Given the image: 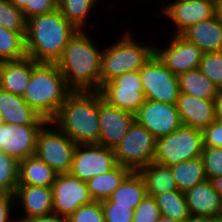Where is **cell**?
I'll return each mask as SVG.
<instances>
[{
  "label": "cell",
  "mask_w": 222,
  "mask_h": 222,
  "mask_svg": "<svg viewBox=\"0 0 222 222\" xmlns=\"http://www.w3.org/2000/svg\"><path fill=\"white\" fill-rule=\"evenodd\" d=\"M33 71V59L0 62V88L23 96Z\"/></svg>",
  "instance_id": "cell-23"
},
{
  "label": "cell",
  "mask_w": 222,
  "mask_h": 222,
  "mask_svg": "<svg viewBox=\"0 0 222 222\" xmlns=\"http://www.w3.org/2000/svg\"><path fill=\"white\" fill-rule=\"evenodd\" d=\"M71 92L56 63L33 60L32 75L22 98L38 115L52 121Z\"/></svg>",
  "instance_id": "cell-4"
},
{
  "label": "cell",
  "mask_w": 222,
  "mask_h": 222,
  "mask_svg": "<svg viewBox=\"0 0 222 222\" xmlns=\"http://www.w3.org/2000/svg\"><path fill=\"white\" fill-rule=\"evenodd\" d=\"M25 35L26 32H14L0 26V62L27 57Z\"/></svg>",
  "instance_id": "cell-32"
},
{
  "label": "cell",
  "mask_w": 222,
  "mask_h": 222,
  "mask_svg": "<svg viewBox=\"0 0 222 222\" xmlns=\"http://www.w3.org/2000/svg\"><path fill=\"white\" fill-rule=\"evenodd\" d=\"M176 106L182 125L202 130L215 120L213 100L200 99L180 92Z\"/></svg>",
  "instance_id": "cell-19"
},
{
  "label": "cell",
  "mask_w": 222,
  "mask_h": 222,
  "mask_svg": "<svg viewBox=\"0 0 222 222\" xmlns=\"http://www.w3.org/2000/svg\"><path fill=\"white\" fill-rule=\"evenodd\" d=\"M13 210H16L14 193L0 192V222H9Z\"/></svg>",
  "instance_id": "cell-42"
},
{
  "label": "cell",
  "mask_w": 222,
  "mask_h": 222,
  "mask_svg": "<svg viewBox=\"0 0 222 222\" xmlns=\"http://www.w3.org/2000/svg\"><path fill=\"white\" fill-rule=\"evenodd\" d=\"M201 131L204 147L222 148V121L215 119Z\"/></svg>",
  "instance_id": "cell-41"
},
{
  "label": "cell",
  "mask_w": 222,
  "mask_h": 222,
  "mask_svg": "<svg viewBox=\"0 0 222 222\" xmlns=\"http://www.w3.org/2000/svg\"><path fill=\"white\" fill-rule=\"evenodd\" d=\"M18 185V162L0 152V192L14 193Z\"/></svg>",
  "instance_id": "cell-34"
},
{
  "label": "cell",
  "mask_w": 222,
  "mask_h": 222,
  "mask_svg": "<svg viewBox=\"0 0 222 222\" xmlns=\"http://www.w3.org/2000/svg\"><path fill=\"white\" fill-rule=\"evenodd\" d=\"M99 92L108 104L134 115L145 101L139 71L116 76L103 84Z\"/></svg>",
  "instance_id": "cell-11"
},
{
  "label": "cell",
  "mask_w": 222,
  "mask_h": 222,
  "mask_svg": "<svg viewBox=\"0 0 222 222\" xmlns=\"http://www.w3.org/2000/svg\"><path fill=\"white\" fill-rule=\"evenodd\" d=\"M9 222H26V219H24L23 217H20V216L16 217V219H15L13 216V218H11V220Z\"/></svg>",
  "instance_id": "cell-50"
},
{
  "label": "cell",
  "mask_w": 222,
  "mask_h": 222,
  "mask_svg": "<svg viewBox=\"0 0 222 222\" xmlns=\"http://www.w3.org/2000/svg\"><path fill=\"white\" fill-rule=\"evenodd\" d=\"M105 222H132L134 210L129 207L116 206L109 199L101 201Z\"/></svg>",
  "instance_id": "cell-39"
},
{
  "label": "cell",
  "mask_w": 222,
  "mask_h": 222,
  "mask_svg": "<svg viewBox=\"0 0 222 222\" xmlns=\"http://www.w3.org/2000/svg\"><path fill=\"white\" fill-rule=\"evenodd\" d=\"M0 111L4 122L18 125H45L48 121L38 115L22 98L0 88Z\"/></svg>",
  "instance_id": "cell-22"
},
{
  "label": "cell",
  "mask_w": 222,
  "mask_h": 222,
  "mask_svg": "<svg viewBox=\"0 0 222 222\" xmlns=\"http://www.w3.org/2000/svg\"><path fill=\"white\" fill-rule=\"evenodd\" d=\"M117 165L114 149L99 144H77L69 173L87 182Z\"/></svg>",
  "instance_id": "cell-12"
},
{
  "label": "cell",
  "mask_w": 222,
  "mask_h": 222,
  "mask_svg": "<svg viewBox=\"0 0 222 222\" xmlns=\"http://www.w3.org/2000/svg\"><path fill=\"white\" fill-rule=\"evenodd\" d=\"M58 9V0H30V5H26L23 9V15L26 20L29 18L54 12Z\"/></svg>",
  "instance_id": "cell-40"
},
{
  "label": "cell",
  "mask_w": 222,
  "mask_h": 222,
  "mask_svg": "<svg viewBox=\"0 0 222 222\" xmlns=\"http://www.w3.org/2000/svg\"><path fill=\"white\" fill-rule=\"evenodd\" d=\"M184 222H214V218L190 215Z\"/></svg>",
  "instance_id": "cell-45"
},
{
  "label": "cell",
  "mask_w": 222,
  "mask_h": 222,
  "mask_svg": "<svg viewBox=\"0 0 222 222\" xmlns=\"http://www.w3.org/2000/svg\"><path fill=\"white\" fill-rule=\"evenodd\" d=\"M51 188L53 213L61 217L68 218L80 206L93 201L88 193L87 182L70 173L58 174Z\"/></svg>",
  "instance_id": "cell-14"
},
{
  "label": "cell",
  "mask_w": 222,
  "mask_h": 222,
  "mask_svg": "<svg viewBox=\"0 0 222 222\" xmlns=\"http://www.w3.org/2000/svg\"><path fill=\"white\" fill-rule=\"evenodd\" d=\"M180 92L205 100H213L217 91L216 86L199 68L189 70L178 76Z\"/></svg>",
  "instance_id": "cell-30"
},
{
  "label": "cell",
  "mask_w": 222,
  "mask_h": 222,
  "mask_svg": "<svg viewBox=\"0 0 222 222\" xmlns=\"http://www.w3.org/2000/svg\"><path fill=\"white\" fill-rule=\"evenodd\" d=\"M154 198L162 216L179 221H185L190 216L183 192L170 191L157 194Z\"/></svg>",
  "instance_id": "cell-31"
},
{
  "label": "cell",
  "mask_w": 222,
  "mask_h": 222,
  "mask_svg": "<svg viewBox=\"0 0 222 222\" xmlns=\"http://www.w3.org/2000/svg\"><path fill=\"white\" fill-rule=\"evenodd\" d=\"M27 20L21 9L9 0H1L0 26L14 32H26Z\"/></svg>",
  "instance_id": "cell-33"
},
{
  "label": "cell",
  "mask_w": 222,
  "mask_h": 222,
  "mask_svg": "<svg viewBox=\"0 0 222 222\" xmlns=\"http://www.w3.org/2000/svg\"><path fill=\"white\" fill-rule=\"evenodd\" d=\"M175 183L180 192L193 188L198 183L207 180L204 163L201 157L179 162L170 166Z\"/></svg>",
  "instance_id": "cell-29"
},
{
  "label": "cell",
  "mask_w": 222,
  "mask_h": 222,
  "mask_svg": "<svg viewBox=\"0 0 222 222\" xmlns=\"http://www.w3.org/2000/svg\"><path fill=\"white\" fill-rule=\"evenodd\" d=\"M4 123L5 122H4V119H3V114L0 111V126L3 125Z\"/></svg>",
  "instance_id": "cell-51"
},
{
  "label": "cell",
  "mask_w": 222,
  "mask_h": 222,
  "mask_svg": "<svg viewBox=\"0 0 222 222\" xmlns=\"http://www.w3.org/2000/svg\"><path fill=\"white\" fill-rule=\"evenodd\" d=\"M139 73L145 99L176 104L180 94L178 76L174 75L155 54Z\"/></svg>",
  "instance_id": "cell-10"
},
{
  "label": "cell",
  "mask_w": 222,
  "mask_h": 222,
  "mask_svg": "<svg viewBox=\"0 0 222 222\" xmlns=\"http://www.w3.org/2000/svg\"><path fill=\"white\" fill-rule=\"evenodd\" d=\"M161 216L153 196L147 195L134 209L132 222H156Z\"/></svg>",
  "instance_id": "cell-38"
},
{
  "label": "cell",
  "mask_w": 222,
  "mask_h": 222,
  "mask_svg": "<svg viewBox=\"0 0 222 222\" xmlns=\"http://www.w3.org/2000/svg\"><path fill=\"white\" fill-rule=\"evenodd\" d=\"M215 191L221 196L222 198V176L216 177L211 180Z\"/></svg>",
  "instance_id": "cell-46"
},
{
  "label": "cell",
  "mask_w": 222,
  "mask_h": 222,
  "mask_svg": "<svg viewBox=\"0 0 222 222\" xmlns=\"http://www.w3.org/2000/svg\"><path fill=\"white\" fill-rule=\"evenodd\" d=\"M199 69L218 88L222 87V51L204 53Z\"/></svg>",
  "instance_id": "cell-35"
},
{
  "label": "cell",
  "mask_w": 222,
  "mask_h": 222,
  "mask_svg": "<svg viewBox=\"0 0 222 222\" xmlns=\"http://www.w3.org/2000/svg\"><path fill=\"white\" fill-rule=\"evenodd\" d=\"M15 208L21 209L24 219L41 217L53 213L51 187L17 185L14 192Z\"/></svg>",
  "instance_id": "cell-18"
},
{
  "label": "cell",
  "mask_w": 222,
  "mask_h": 222,
  "mask_svg": "<svg viewBox=\"0 0 222 222\" xmlns=\"http://www.w3.org/2000/svg\"><path fill=\"white\" fill-rule=\"evenodd\" d=\"M135 121L145 127L156 139L182 126L176 104L145 99L135 114Z\"/></svg>",
  "instance_id": "cell-15"
},
{
  "label": "cell",
  "mask_w": 222,
  "mask_h": 222,
  "mask_svg": "<svg viewBox=\"0 0 222 222\" xmlns=\"http://www.w3.org/2000/svg\"><path fill=\"white\" fill-rule=\"evenodd\" d=\"M43 126L4 123L0 126V152L17 162L35 155L37 136Z\"/></svg>",
  "instance_id": "cell-16"
},
{
  "label": "cell",
  "mask_w": 222,
  "mask_h": 222,
  "mask_svg": "<svg viewBox=\"0 0 222 222\" xmlns=\"http://www.w3.org/2000/svg\"><path fill=\"white\" fill-rule=\"evenodd\" d=\"M78 30L57 9L27 20V57L38 63H56L69 40Z\"/></svg>",
  "instance_id": "cell-2"
},
{
  "label": "cell",
  "mask_w": 222,
  "mask_h": 222,
  "mask_svg": "<svg viewBox=\"0 0 222 222\" xmlns=\"http://www.w3.org/2000/svg\"><path fill=\"white\" fill-rule=\"evenodd\" d=\"M134 122V114L108 104L99 92V145L114 149Z\"/></svg>",
  "instance_id": "cell-17"
},
{
  "label": "cell",
  "mask_w": 222,
  "mask_h": 222,
  "mask_svg": "<svg viewBox=\"0 0 222 222\" xmlns=\"http://www.w3.org/2000/svg\"><path fill=\"white\" fill-rule=\"evenodd\" d=\"M76 145L53 122L48 121L38 133L35 155L57 174L69 173Z\"/></svg>",
  "instance_id": "cell-7"
},
{
  "label": "cell",
  "mask_w": 222,
  "mask_h": 222,
  "mask_svg": "<svg viewBox=\"0 0 222 222\" xmlns=\"http://www.w3.org/2000/svg\"><path fill=\"white\" fill-rule=\"evenodd\" d=\"M51 122L75 144H99V91H72Z\"/></svg>",
  "instance_id": "cell-3"
},
{
  "label": "cell",
  "mask_w": 222,
  "mask_h": 222,
  "mask_svg": "<svg viewBox=\"0 0 222 222\" xmlns=\"http://www.w3.org/2000/svg\"><path fill=\"white\" fill-rule=\"evenodd\" d=\"M181 36L203 53L222 51V21L215 15L189 27Z\"/></svg>",
  "instance_id": "cell-21"
},
{
  "label": "cell",
  "mask_w": 222,
  "mask_h": 222,
  "mask_svg": "<svg viewBox=\"0 0 222 222\" xmlns=\"http://www.w3.org/2000/svg\"><path fill=\"white\" fill-rule=\"evenodd\" d=\"M147 196L144 180L139 172H131L108 198L116 206L134 210Z\"/></svg>",
  "instance_id": "cell-27"
},
{
  "label": "cell",
  "mask_w": 222,
  "mask_h": 222,
  "mask_svg": "<svg viewBox=\"0 0 222 222\" xmlns=\"http://www.w3.org/2000/svg\"><path fill=\"white\" fill-rule=\"evenodd\" d=\"M138 172L144 180L147 195L149 196L154 197L157 194L178 191L169 166L153 161Z\"/></svg>",
  "instance_id": "cell-26"
},
{
  "label": "cell",
  "mask_w": 222,
  "mask_h": 222,
  "mask_svg": "<svg viewBox=\"0 0 222 222\" xmlns=\"http://www.w3.org/2000/svg\"><path fill=\"white\" fill-rule=\"evenodd\" d=\"M203 148L202 131L182 125L174 132L156 139L154 162L170 167L201 157Z\"/></svg>",
  "instance_id": "cell-6"
},
{
  "label": "cell",
  "mask_w": 222,
  "mask_h": 222,
  "mask_svg": "<svg viewBox=\"0 0 222 222\" xmlns=\"http://www.w3.org/2000/svg\"><path fill=\"white\" fill-rule=\"evenodd\" d=\"M88 30H78L56 62L72 91H99L104 47H98Z\"/></svg>",
  "instance_id": "cell-1"
},
{
  "label": "cell",
  "mask_w": 222,
  "mask_h": 222,
  "mask_svg": "<svg viewBox=\"0 0 222 222\" xmlns=\"http://www.w3.org/2000/svg\"><path fill=\"white\" fill-rule=\"evenodd\" d=\"M201 158L208 180L222 176V148L204 147Z\"/></svg>",
  "instance_id": "cell-37"
},
{
  "label": "cell",
  "mask_w": 222,
  "mask_h": 222,
  "mask_svg": "<svg viewBox=\"0 0 222 222\" xmlns=\"http://www.w3.org/2000/svg\"><path fill=\"white\" fill-rule=\"evenodd\" d=\"M57 173L36 155L18 162V185L51 187Z\"/></svg>",
  "instance_id": "cell-24"
},
{
  "label": "cell",
  "mask_w": 222,
  "mask_h": 222,
  "mask_svg": "<svg viewBox=\"0 0 222 222\" xmlns=\"http://www.w3.org/2000/svg\"><path fill=\"white\" fill-rule=\"evenodd\" d=\"M163 1V2H162ZM158 18H166L172 31L168 35H181L186 29L200 21L207 20L215 15L214 1L208 0H160ZM163 14V15H161ZM174 27V28H172ZM173 32V33H172Z\"/></svg>",
  "instance_id": "cell-9"
},
{
  "label": "cell",
  "mask_w": 222,
  "mask_h": 222,
  "mask_svg": "<svg viewBox=\"0 0 222 222\" xmlns=\"http://www.w3.org/2000/svg\"><path fill=\"white\" fill-rule=\"evenodd\" d=\"M184 194L190 215L208 218L221 216L222 198L210 180L198 183Z\"/></svg>",
  "instance_id": "cell-20"
},
{
  "label": "cell",
  "mask_w": 222,
  "mask_h": 222,
  "mask_svg": "<svg viewBox=\"0 0 222 222\" xmlns=\"http://www.w3.org/2000/svg\"><path fill=\"white\" fill-rule=\"evenodd\" d=\"M128 30H123L120 37L111 45L107 44L103 50L101 86L116 76L140 71L155 54V44L138 41Z\"/></svg>",
  "instance_id": "cell-5"
},
{
  "label": "cell",
  "mask_w": 222,
  "mask_h": 222,
  "mask_svg": "<svg viewBox=\"0 0 222 222\" xmlns=\"http://www.w3.org/2000/svg\"><path fill=\"white\" fill-rule=\"evenodd\" d=\"M215 16L222 21V0L214 1Z\"/></svg>",
  "instance_id": "cell-47"
},
{
  "label": "cell",
  "mask_w": 222,
  "mask_h": 222,
  "mask_svg": "<svg viewBox=\"0 0 222 222\" xmlns=\"http://www.w3.org/2000/svg\"><path fill=\"white\" fill-rule=\"evenodd\" d=\"M131 172L129 168L117 165L110 172L92 177L87 181L90 197L93 201L108 199Z\"/></svg>",
  "instance_id": "cell-28"
},
{
  "label": "cell",
  "mask_w": 222,
  "mask_h": 222,
  "mask_svg": "<svg viewBox=\"0 0 222 222\" xmlns=\"http://www.w3.org/2000/svg\"><path fill=\"white\" fill-rule=\"evenodd\" d=\"M167 39V45L155 44V55L176 76L199 68L203 52L181 35ZM163 46V47H162Z\"/></svg>",
  "instance_id": "cell-13"
},
{
  "label": "cell",
  "mask_w": 222,
  "mask_h": 222,
  "mask_svg": "<svg viewBox=\"0 0 222 222\" xmlns=\"http://www.w3.org/2000/svg\"><path fill=\"white\" fill-rule=\"evenodd\" d=\"M16 8L23 9L26 5H30V0H9Z\"/></svg>",
  "instance_id": "cell-48"
},
{
  "label": "cell",
  "mask_w": 222,
  "mask_h": 222,
  "mask_svg": "<svg viewBox=\"0 0 222 222\" xmlns=\"http://www.w3.org/2000/svg\"><path fill=\"white\" fill-rule=\"evenodd\" d=\"M214 222H222V216H217L214 218Z\"/></svg>",
  "instance_id": "cell-52"
},
{
  "label": "cell",
  "mask_w": 222,
  "mask_h": 222,
  "mask_svg": "<svg viewBox=\"0 0 222 222\" xmlns=\"http://www.w3.org/2000/svg\"><path fill=\"white\" fill-rule=\"evenodd\" d=\"M156 222H184V221L171 219V218L164 217V216L161 215L160 218Z\"/></svg>",
  "instance_id": "cell-49"
},
{
  "label": "cell",
  "mask_w": 222,
  "mask_h": 222,
  "mask_svg": "<svg viewBox=\"0 0 222 222\" xmlns=\"http://www.w3.org/2000/svg\"><path fill=\"white\" fill-rule=\"evenodd\" d=\"M26 222H67V218L52 213L41 217L26 219Z\"/></svg>",
  "instance_id": "cell-43"
},
{
  "label": "cell",
  "mask_w": 222,
  "mask_h": 222,
  "mask_svg": "<svg viewBox=\"0 0 222 222\" xmlns=\"http://www.w3.org/2000/svg\"><path fill=\"white\" fill-rule=\"evenodd\" d=\"M215 119L222 121V87L218 88V91L213 99Z\"/></svg>",
  "instance_id": "cell-44"
},
{
  "label": "cell",
  "mask_w": 222,
  "mask_h": 222,
  "mask_svg": "<svg viewBox=\"0 0 222 222\" xmlns=\"http://www.w3.org/2000/svg\"><path fill=\"white\" fill-rule=\"evenodd\" d=\"M99 1L100 0H58V10L77 30L88 29L91 31L96 25L95 22H91L93 19L91 16H93V14L95 15L96 11H98ZM96 6L98 8L97 10ZM89 18H91V20Z\"/></svg>",
  "instance_id": "cell-25"
},
{
  "label": "cell",
  "mask_w": 222,
  "mask_h": 222,
  "mask_svg": "<svg viewBox=\"0 0 222 222\" xmlns=\"http://www.w3.org/2000/svg\"><path fill=\"white\" fill-rule=\"evenodd\" d=\"M67 222H105L101 201L80 206L67 218Z\"/></svg>",
  "instance_id": "cell-36"
},
{
  "label": "cell",
  "mask_w": 222,
  "mask_h": 222,
  "mask_svg": "<svg viewBox=\"0 0 222 222\" xmlns=\"http://www.w3.org/2000/svg\"><path fill=\"white\" fill-rule=\"evenodd\" d=\"M155 146L156 138L135 121L114 148L117 164L138 172L154 161Z\"/></svg>",
  "instance_id": "cell-8"
}]
</instances>
